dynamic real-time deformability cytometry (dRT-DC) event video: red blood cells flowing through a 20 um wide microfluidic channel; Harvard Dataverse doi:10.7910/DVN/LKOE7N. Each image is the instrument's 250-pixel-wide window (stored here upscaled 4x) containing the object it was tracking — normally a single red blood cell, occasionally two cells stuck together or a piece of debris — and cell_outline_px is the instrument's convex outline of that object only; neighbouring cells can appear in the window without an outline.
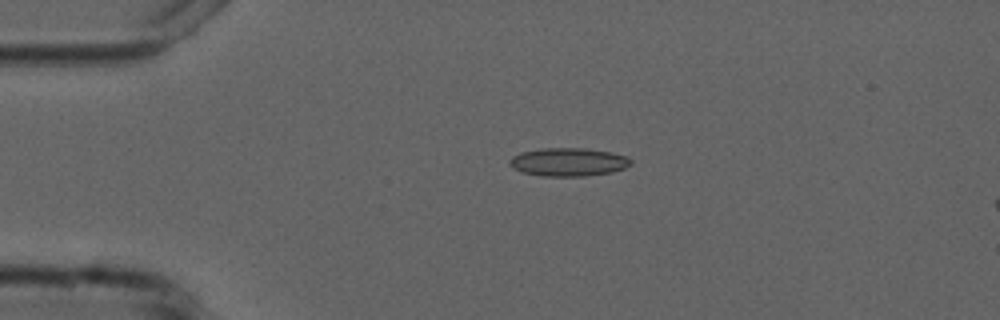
{"species": "common noctule bat (a hibernating species)", "species_latin": "Nyctalus noctula", "temperature_condition": "cold", "stored_images_in_passage": 5, "camera_frame_rate_fps": 3000, "um_per_image_px": 0.085, "animal": {"sex": "male", "forearm_length_mm": 52.5}, "frame": {"image": 1, "passage_image": 4, "time_ms": 3.333, "image_size_px": [1000, 320], "cell_outline_px": [[632, 164], [624, 168], [612, 172], [584, 176], [540, 176], [524, 172], [512, 168], [508, 164], [508, 160], [512, 156], [520, 152], [540, 148], [584, 148], [612, 152], [628, 156], [632, 160]], "centroid_in_image_um": [48.3, 13.76], "position_along_channel_um": 36.7, "area_um2": 20.23}}